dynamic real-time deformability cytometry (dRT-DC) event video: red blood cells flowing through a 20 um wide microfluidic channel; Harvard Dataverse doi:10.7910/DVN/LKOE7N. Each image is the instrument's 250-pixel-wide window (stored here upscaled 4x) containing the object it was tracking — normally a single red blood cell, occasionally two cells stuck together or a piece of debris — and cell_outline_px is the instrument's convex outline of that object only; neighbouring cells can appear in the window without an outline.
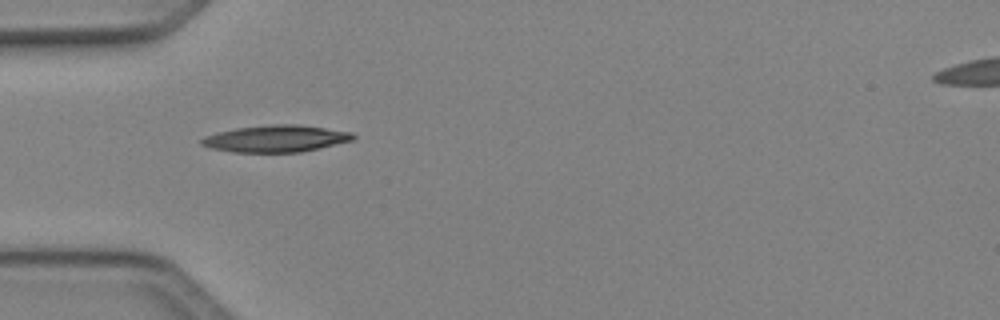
{"species": "Egyptian fruit bat (a non-hibernating species)", "species_latin": "Rousettus aegyptiacus", "temperature_condition": "cold", "stored_images_in_passage": 13, "camera_frame_rate_fps": 3000, "um_per_image_px": 0.085, "animal": {"sex": "female"}, "frame": {"image": 1, "passage_image": 1, "time_ms": 0.0, "image_size_px": [1000, 320], "cell_outline_px": [[356, 136], [352, 140], [300, 152], [232, 152], [212, 148], [200, 144], [200, 140], [204, 136], [216, 132], [236, 128], [272, 124], [296, 124], [352, 132]], "centroid_in_image_um": [23.4, 11.78], "position_along_channel_um": 61.6, "area_um2": 23.52}}
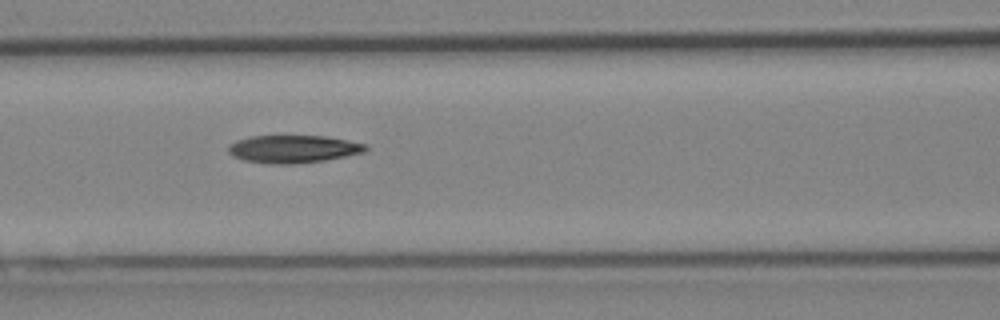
{"frame": {"image": 2, "passage_image": 7, "time_ms": 2.0, "image_size_px": [1000, 320], "cell_outline_px": [[368, 148], [364, 152], [324, 160], [292, 164], [272, 164], [244, 160], [232, 156], [228, 152], [228, 144], [236, 140], [252, 136], [324, 136], [348, 140], [368, 144]], "centroid_in_image_um": [24.9, 12.66], "position_along_channel_um": 141.7, "area_um2": 22.14}}
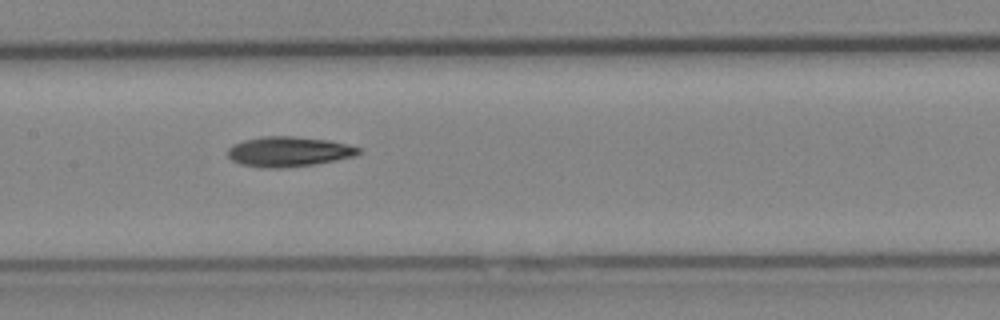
{"frame": {"image": 3, "passage_image": 10, "time_ms": 3.0, "image_size_px": [1000, 320], "cell_outline_px": [[360, 152], [356, 156], [316, 164], [284, 168], [260, 168], [240, 164], [232, 160], [228, 156], [228, 148], [232, 144], [244, 140], [264, 136], [292, 136], [328, 140], [348, 144], [360, 148]], "centroid_in_image_um": [24.53, 12.89], "position_along_channel_um": 182.9, "area_um2": 23.06}}